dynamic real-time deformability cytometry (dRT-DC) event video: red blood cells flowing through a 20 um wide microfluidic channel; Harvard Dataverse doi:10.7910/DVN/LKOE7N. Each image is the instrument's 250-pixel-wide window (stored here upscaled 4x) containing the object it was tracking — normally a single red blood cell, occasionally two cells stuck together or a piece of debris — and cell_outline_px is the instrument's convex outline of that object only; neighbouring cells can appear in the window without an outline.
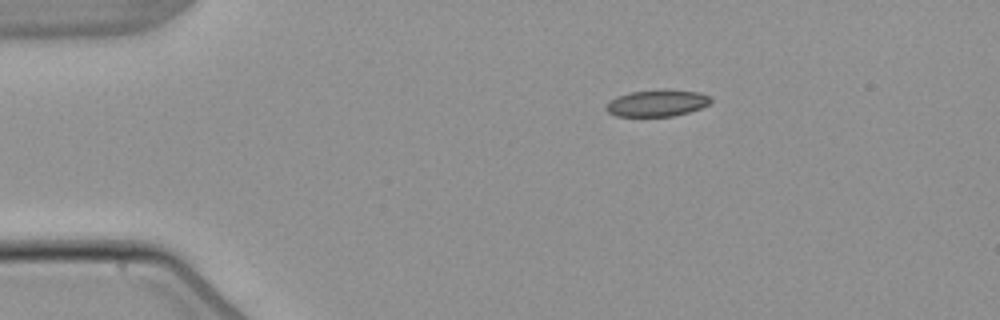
{"species": "common noctule bat (a hibernating species)", "species_latin": "Nyctalus noctula", "temperature_condition": "warm", "stored_images_in_passage": 4, "camera_frame_rate_fps": 3000, "um_per_image_px": 0.085, "animal": {"sex": "male", "body_mass_g": 21.5, "forearm_length_mm": 52.0}, "frame": {"image": 1, "passage_image": 1, "time_ms": 0.0, "image_size_px": [1000, 320], "cell_outline_px": [[712, 100], [708, 104], [700, 108], [688, 112], [672, 116], [616, 116], [608, 112], [604, 108], [604, 104], [616, 96], [628, 92], [700, 92], [708, 96]], "centroid_in_image_um": [55.75, 8.81], "position_along_channel_um": 29.2, "area_um2": 15.55}}
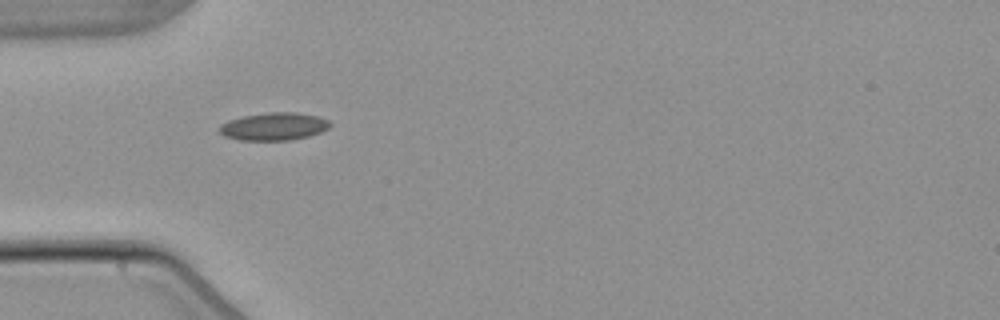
{"frame": {"image": 2, "passage_image": 3, "time_ms": 2.333, "image_size_px": [1000, 320], "cell_outline_px": [[332, 124], [328, 128], [320, 132], [308, 136], [288, 140], [240, 140], [224, 136], [220, 132], [220, 124], [228, 120], [244, 116], [268, 112], [296, 112], [316, 116], [328, 120]], "centroid_in_image_um": [23.27, 10.74], "position_along_channel_um": 61.7, "area_um2": 17.74}}